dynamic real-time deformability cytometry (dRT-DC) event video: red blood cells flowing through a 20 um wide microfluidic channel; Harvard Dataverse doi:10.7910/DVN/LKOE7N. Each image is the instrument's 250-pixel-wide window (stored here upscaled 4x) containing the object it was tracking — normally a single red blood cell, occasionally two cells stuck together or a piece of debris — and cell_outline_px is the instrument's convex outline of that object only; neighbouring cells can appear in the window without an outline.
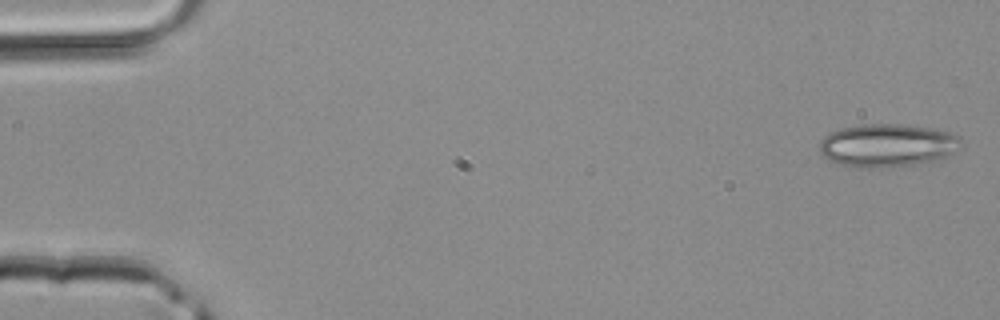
{"species": "common noctule bat (a hibernating species)", "species_latin": "Nyctalus noctula", "temperature_condition": "room temperature", "stored_images_in_passage": 43, "camera_frame_rate_fps": 3000, "um_per_image_px": 0.085, "animal": {"sex": "male", "body_mass_g": 20.4}, "frame": {"image": 1, "passage_image": 1, "time_ms": 0.0, "image_size_px": [1000, 320], "cell_outline_px": [[964, 144], [952, 156], [936, 160], [912, 164], [880, 168], [860, 168], [840, 164], [828, 160], [820, 152], [820, 140], [824, 136], [840, 128], [864, 124], [900, 124], [936, 128], [960, 136]], "centroid_in_image_um": [75.49, 12.35], "position_along_channel_um": 9.5, "area_um2": 36.01}}
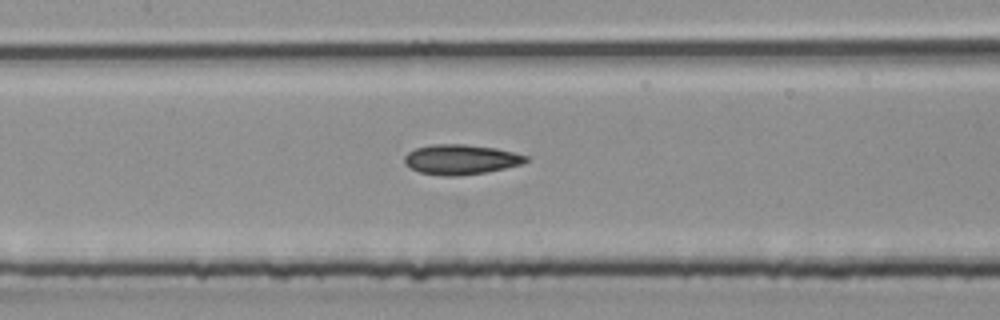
{"frame": {"image": 2, "passage_image": 20, "time_ms": 6.333, "image_size_px": [1000, 320], "cell_outline_px": [[528, 160], [520, 164], [504, 168], [484, 172], [456, 176], [444, 176], [420, 172], [404, 164], [404, 156], [408, 152], [416, 148], [432, 144], [464, 144], [496, 148], [528, 156]], "centroid_in_image_um": [39.13, 13.55], "position_along_channel_um": 168.3, "area_um2": 20.98}}
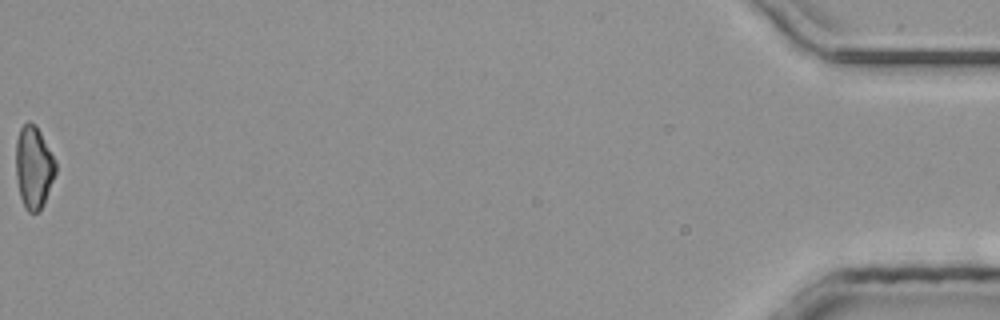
{"frame": {"image": 3, "passage_image": 43, "time_ms": 14.0, "image_size_px": [1000, 320], "cell_outline_px": [[56, 172], [44, 204], [40, 212], [28, 212], [24, 208], [20, 196], [16, 176], [16, 140], [20, 128], [28, 120], [36, 124], [56, 160]], "centroid_in_image_um": [2.87, 14.21], "position_along_channel_um": 432.3, "area_um2": 19.36}}